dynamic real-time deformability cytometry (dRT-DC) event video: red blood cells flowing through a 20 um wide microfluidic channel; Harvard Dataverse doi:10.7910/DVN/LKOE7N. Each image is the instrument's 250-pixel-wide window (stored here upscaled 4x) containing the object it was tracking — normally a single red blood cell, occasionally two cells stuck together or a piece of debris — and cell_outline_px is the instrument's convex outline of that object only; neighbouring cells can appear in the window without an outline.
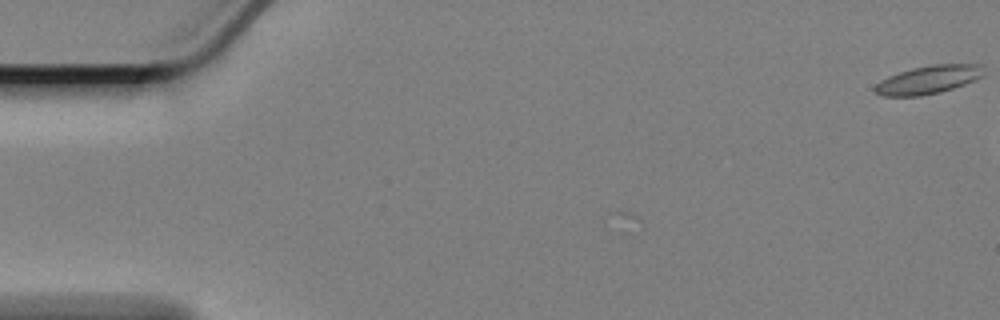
{"species": "Egyptian fruit bat (a non-hibernating species)", "species_latin": "Rousettus aegyptiacus", "temperature_condition": "cold", "stored_images_in_passage": 9, "camera_frame_rate_fps": 3000, "um_per_image_px": 0.085, "animal": {"sex": "female"}, "frame": {"image": 1, "passage_image": 1, "time_ms": 0.0, "image_size_px": [1000, 320], "cell_outline_px": [[984, 76], [976, 80], [940, 92], [920, 96], [884, 96], [876, 92], [872, 88], [876, 84], [888, 76], [912, 68], [932, 64], [980, 64]], "centroid_in_image_um": [78.91, 6.77], "position_along_channel_um": 6.1, "area_um2": 17.8}}